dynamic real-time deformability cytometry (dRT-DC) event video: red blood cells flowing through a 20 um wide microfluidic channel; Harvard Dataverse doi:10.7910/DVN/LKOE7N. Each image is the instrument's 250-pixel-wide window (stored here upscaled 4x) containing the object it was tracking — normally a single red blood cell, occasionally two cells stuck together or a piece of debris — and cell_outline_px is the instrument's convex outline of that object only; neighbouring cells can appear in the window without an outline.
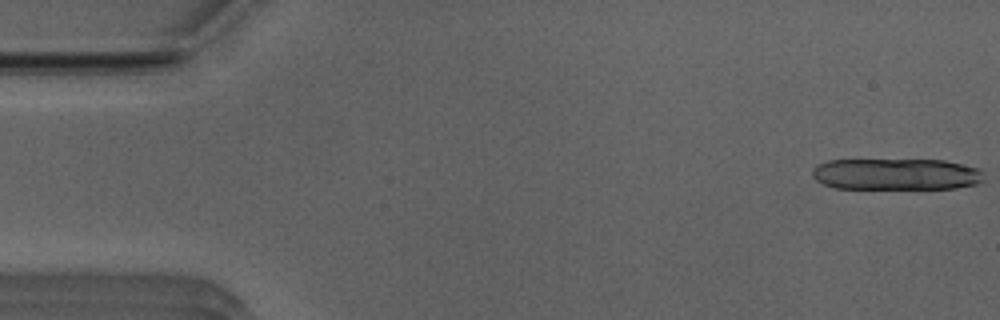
{"species": "Egyptian fruit bat (a non-hibernating species)", "species_latin": "Rousettus aegyptiacus", "temperature_condition": "room temperature", "stored_images_in_passage": 17, "camera_frame_rate_fps": 3000, "um_per_image_px": 0.085, "animal": {"sex": "male"}, "frame": {"image": 1, "passage_image": 1, "time_ms": 0.0, "image_size_px": [1000, 320], "cell_outline_px": [[984, 180], [976, 184], [956, 188], [836, 188], [824, 184], [816, 180], [812, 176], [812, 168], [828, 160], [944, 160], [980, 168], [984, 172]], "centroid_in_image_um": [76.21, 14.8], "position_along_channel_um": 8.8, "area_um2": 31.56}}